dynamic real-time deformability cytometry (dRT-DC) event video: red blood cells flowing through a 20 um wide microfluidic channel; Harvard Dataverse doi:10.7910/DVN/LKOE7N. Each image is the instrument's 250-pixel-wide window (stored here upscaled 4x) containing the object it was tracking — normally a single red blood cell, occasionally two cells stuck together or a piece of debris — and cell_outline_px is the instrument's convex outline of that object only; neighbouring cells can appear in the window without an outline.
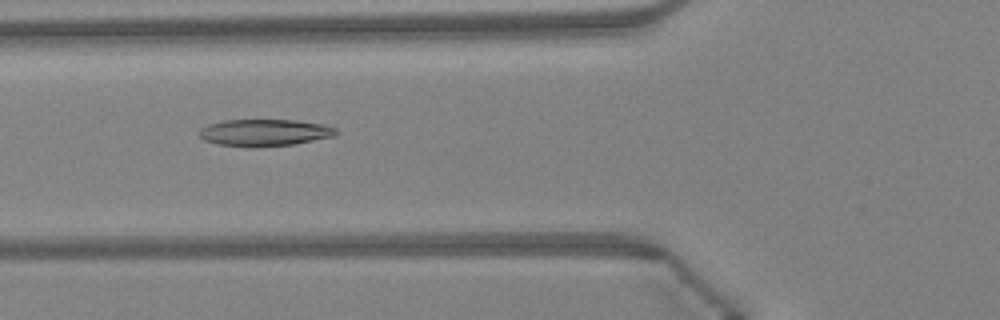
{"species": "Egyptian fruit bat (a non-hibernating species)", "species_latin": "Rousettus aegyptiacus", "temperature_condition": "warm", "stored_images_in_passage": 45, "camera_frame_rate_fps": 3000, "um_per_image_px": 0.085, "animal": {"sex": "female"}, "frame": {"image": 1, "passage_image": 16, "time_ms": 5.0, "image_size_px": [1000, 320], "cell_outline_px": [[340, 132], [336, 136], [292, 144], [256, 148], [248, 148], [220, 144], [204, 140], [196, 132], [200, 128], [208, 124], [224, 120], [296, 120], [324, 124], [336, 128]], "centroid_in_image_um": [22.49, 11.28], "position_along_channel_um": 103.3, "area_um2": 21.79}}
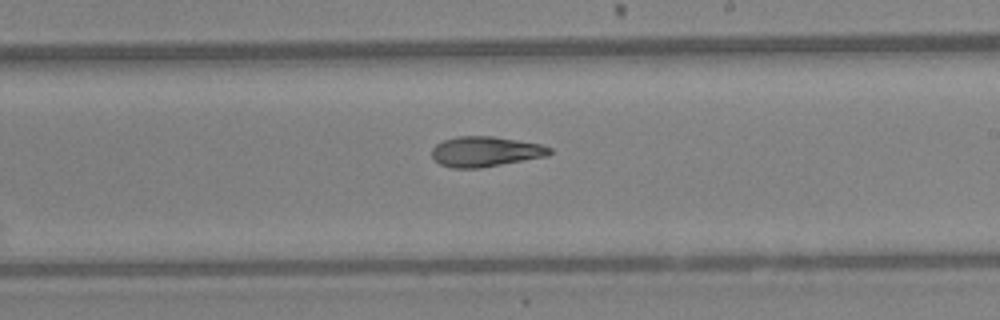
{"frame": {"image": 2, "passage_image": 26, "time_ms": 8.333, "image_size_px": [1000, 320], "cell_outline_px": [[552, 152], [548, 156], [480, 168], [452, 168], [440, 164], [432, 156], [432, 148], [436, 144], [444, 140], [456, 136], [492, 136], [540, 144], [552, 148]], "centroid_in_image_um": [41.26, 12.88], "position_along_channel_um": 247.7, "area_um2": 20.69}}
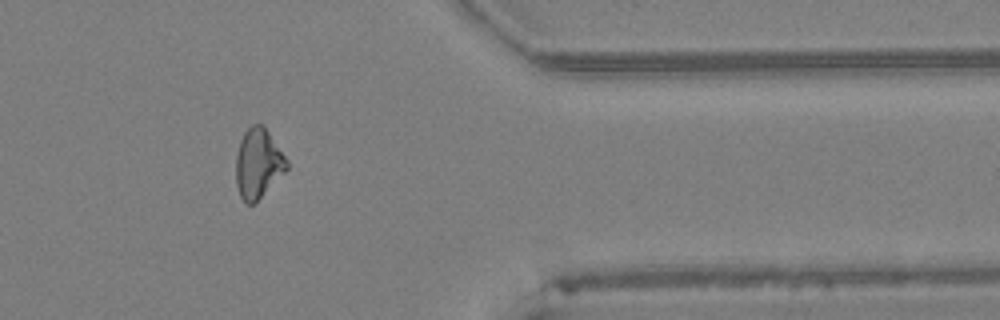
{"frame": {"image": 3, "passage_image": 37, "time_ms": 12.0, "image_size_px": [1000, 320], "cell_outline_px": [[288, 168], [252, 204], [248, 204], [240, 196], [236, 184], [236, 156], [240, 140], [244, 132], [252, 124], [264, 124], [288, 160]], "centroid_in_image_um": [21.94, 13.83], "position_along_channel_um": 389.5, "area_um2": 20.35}, "authors_computed_cell_mechanics": {"area_um2": 21.097, "velocity_mm_per_s": 4.3476, "shape_relaxation_time_tau1_ms": null, "shape_relaxation_time_tau2_ms": 4.3916, "deformation_change_tau1": null, "deformation_change_tau2": 0.1234}}